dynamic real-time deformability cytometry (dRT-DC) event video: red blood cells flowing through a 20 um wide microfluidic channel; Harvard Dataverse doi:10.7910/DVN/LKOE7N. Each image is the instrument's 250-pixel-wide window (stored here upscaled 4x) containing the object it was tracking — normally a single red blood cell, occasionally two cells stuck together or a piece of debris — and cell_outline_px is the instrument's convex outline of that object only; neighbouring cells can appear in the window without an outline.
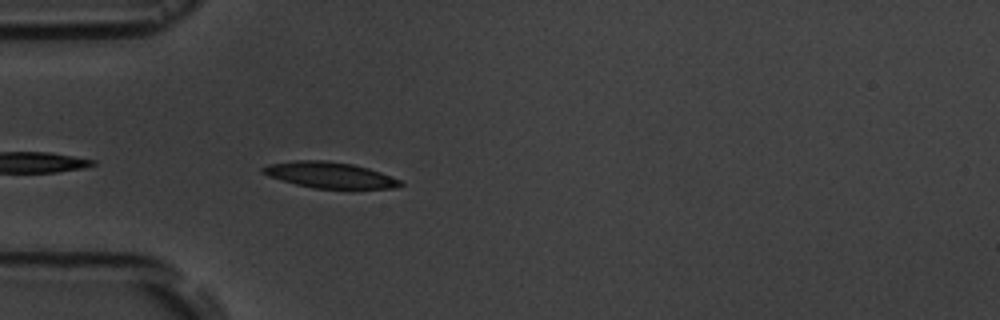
{"species": "common noctule bat (a hibernating species)", "species_latin": "Nyctalus noctula", "temperature_condition": "room temperature", "stored_images_in_passage": 5, "camera_frame_rate_fps": 3000, "um_per_image_px": 0.085, "animal": {"sex": "male", "body_mass_g": 19.5, "forearm_length_mm": 54.6}, "frame": {"image": 1, "passage_image": 5, "time_ms": 4.333, "image_size_px": [1000, 320], "cell_outline_px": [[404, 184], [396, 188], [312, 188], [296, 184], [268, 176], [260, 172], [260, 168], [268, 164], [296, 160], [328, 160], [352, 164], [368, 168], [380, 172], [400, 180]], "centroid_in_image_um": [27.99, 14.86], "position_along_channel_um": 57.0, "area_um2": 20.75}}